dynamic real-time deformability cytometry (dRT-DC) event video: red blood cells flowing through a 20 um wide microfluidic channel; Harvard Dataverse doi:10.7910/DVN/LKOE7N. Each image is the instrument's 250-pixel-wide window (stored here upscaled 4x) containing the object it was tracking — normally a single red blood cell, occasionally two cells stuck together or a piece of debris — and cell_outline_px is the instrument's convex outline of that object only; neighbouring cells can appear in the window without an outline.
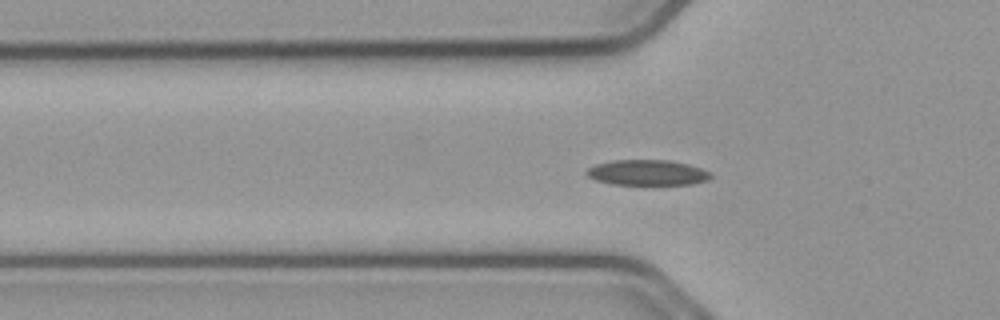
{"species": "common noctule bat (a hibernating species)", "species_latin": "Nyctalus noctula", "temperature_condition": "cold", "stored_images_in_passage": 2, "camera_frame_rate_fps": 3000, "um_per_image_px": 0.085, "animal": {"sex": "male", "body_mass_g": 23.1, "forearm_length_mm": 52.7}, "frame": {"image": 1, "passage_image": 2, "time_ms": 0.333, "image_size_px": [1000, 320], "cell_outline_px": [[712, 176], [708, 180], [692, 184], [612, 184], [596, 180], [588, 176], [584, 172], [588, 168], [596, 164], [612, 160], [668, 160], [688, 164], [712, 172]], "centroid_in_image_um": [55.03, 14.66], "position_along_channel_um": 70.8, "area_um2": 18.38}}